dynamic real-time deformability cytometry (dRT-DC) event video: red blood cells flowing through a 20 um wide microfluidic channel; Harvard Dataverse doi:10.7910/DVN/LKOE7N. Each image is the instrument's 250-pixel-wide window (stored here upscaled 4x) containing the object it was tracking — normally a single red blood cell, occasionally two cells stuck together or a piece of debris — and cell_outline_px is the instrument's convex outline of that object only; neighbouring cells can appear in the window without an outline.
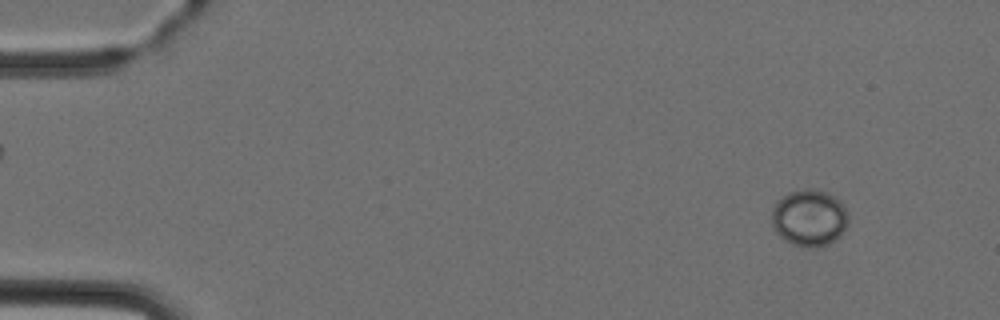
{"species": "Egyptian fruit bat (a non-hibernating species)", "species_latin": "Rousettus aegyptiacus", "temperature_condition": "cold", "stored_images_in_passage": 6, "camera_frame_rate_fps": 3000, "um_per_image_px": 0.085, "animal": {"sex": "female"}, "frame": {"image": 1, "passage_image": 1, "time_ms": 0.0, "image_size_px": [1000, 320], "cell_outline_px": [[848, 224], [840, 236], [836, 240], [828, 244], [812, 248], [804, 248], [792, 244], [784, 240], [772, 228], [772, 208], [776, 200], [788, 192], [804, 188], [812, 188], [828, 192], [836, 196], [840, 200], [848, 212]], "centroid_in_image_um": [68.79, 18.51], "position_along_channel_um": 16.2, "area_um2": 26.01}}
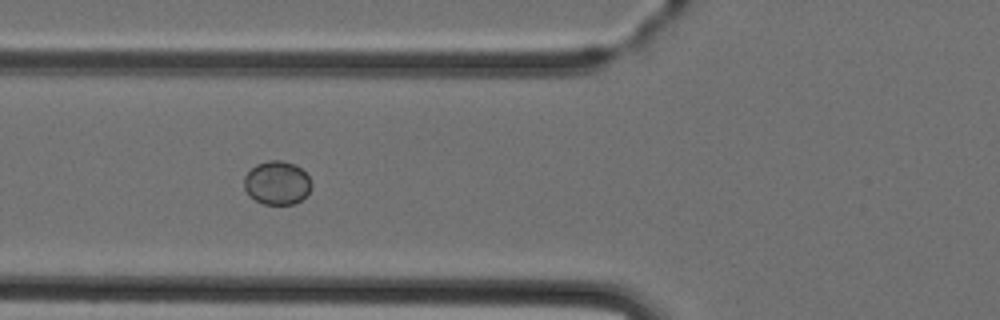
{"frame": {"image": 2, "passage_image": 5, "time_ms": 4.667, "image_size_px": [1000, 320], "cell_outline_px": [[312, 188], [300, 200], [292, 204], [264, 204], [256, 200], [244, 188], [244, 176], [256, 164], [268, 160], [280, 160], [296, 164], [312, 180]], "centroid_in_image_um": [23.56, 15.52], "position_along_channel_um": 102.2, "area_um2": 16.99}}
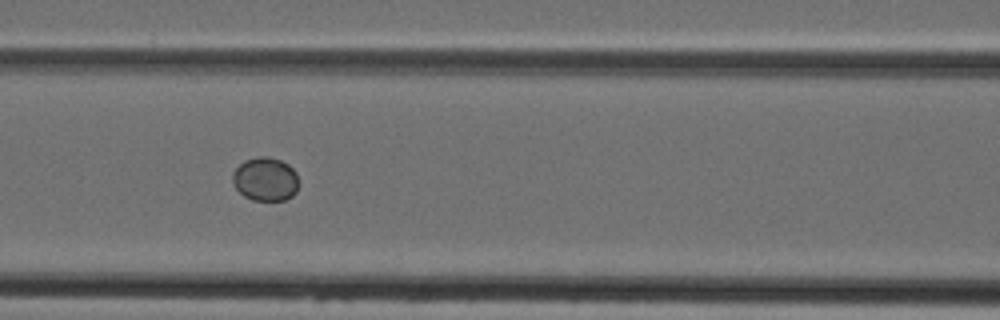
{"frame": {"image": 3, "passage_image": 6, "time_ms": 5.667, "image_size_px": [1000, 320], "cell_outline_px": [[296, 192], [292, 196], [284, 200], [252, 200], [244, 196], [236, 188], [232, 180], [232, 172], [244, 160], [256, 156], [268, 156], [280, 160], [288, 164], [296, 172]], "centroid_in_image_um": [22.52, 15.21], "position_along_channel_um": 144.1, "area_um2": 16.76}}